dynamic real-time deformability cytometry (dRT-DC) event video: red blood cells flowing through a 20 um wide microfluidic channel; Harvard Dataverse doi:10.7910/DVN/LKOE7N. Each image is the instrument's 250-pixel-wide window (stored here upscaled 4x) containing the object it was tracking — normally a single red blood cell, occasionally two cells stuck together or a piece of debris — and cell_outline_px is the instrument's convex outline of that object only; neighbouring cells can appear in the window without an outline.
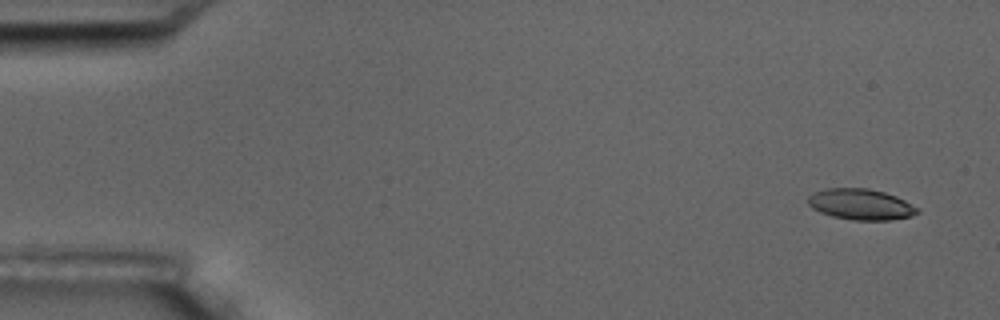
{"species": "common noctule bat (a hibernating species)", "species_latin": "Nyctalus noctula", "temperature_condition": "room temperature", "stored_images_in_passage": 5, "camera_frame_rate_fps": 3000, "um_per_image_px": 0.085, "animal": {"sex": "male", "body_mass_g": 17.5, "forearm_length_mm": 52.3}, "frame": {"image": 1, "passage_image": 1, "time_ms": 0.0, "image_size_px": [1000, 320], "cell_outline_px": [[920, 212], [912, 216], [888, 220], [852, 220], [832, 216], [820, 212], [812, 208], [808, 204], [808, 196], [824, 188], [868, 188], [884, 192], [896, 196], [920, 208]], "centroid_in_image_um": [73.18, 17.37], "position_along_channel_um": 11.8, "area_um2": 19.77}}
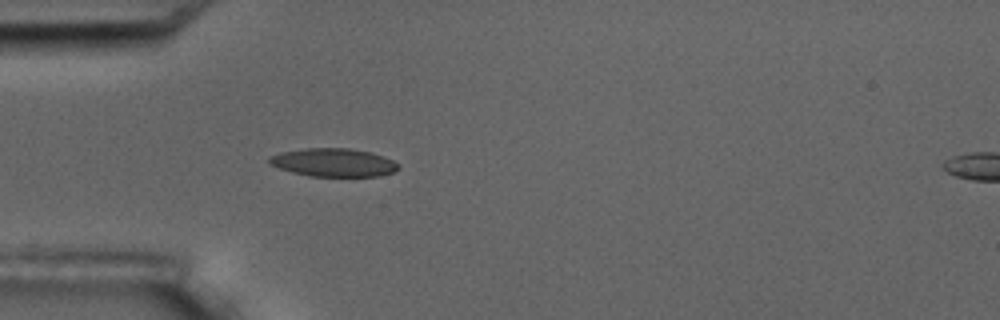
{"frame": {"image": 2, "passage_image": 5, "time_ms": 4.667, "image_size_px": [1000, 320], "cell_outline_px": [[400, 168], [396, 172], [380, 176], [308, 176], [292, 172], [268, 164], [268, 156], [280, 152], [304, 148], [348, 148], [372, 152], [384, 156], [400, 164]], "centroid_in_image_um": [28.37, 13.81], "position_along_channel_um": 56.6, "area_um2": 21.56}}